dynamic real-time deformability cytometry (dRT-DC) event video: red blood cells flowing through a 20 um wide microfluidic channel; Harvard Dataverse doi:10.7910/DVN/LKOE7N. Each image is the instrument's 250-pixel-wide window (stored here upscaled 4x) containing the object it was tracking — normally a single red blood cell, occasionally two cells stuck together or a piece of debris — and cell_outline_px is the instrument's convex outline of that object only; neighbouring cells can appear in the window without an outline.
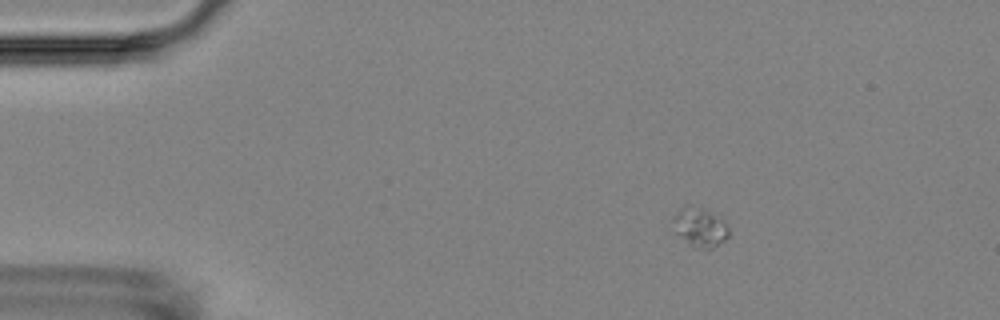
{"species": "Egyptian fruit bat (a non-hibernating species)", "species_latin": "Rousettus aegyptiacus", "temperature_condition": "room temperature", "stored_images_in_passage": 9, "camera_frame_rate_fps": 3000, "um_per_image_px": 0.085, "animal": {"sex": "female"}, "frame": {"image": 1, "passage_image": 1, "time_ms": 0.0, "image_size_px": [1000, 320], "cell_outline_px": [[728, 236], [724, 240], [712, 248], [704, 252], [692, 248], [676, 232], [672, 220], [672, 216], [680, 208], [688, 204], [692, 204], [712, 212], [724, 220], [728, 228]], "centroid_in_image_um": [59.47, 19.33], "position_along_channel_um": 25.5, "area_um2": 13.12}}
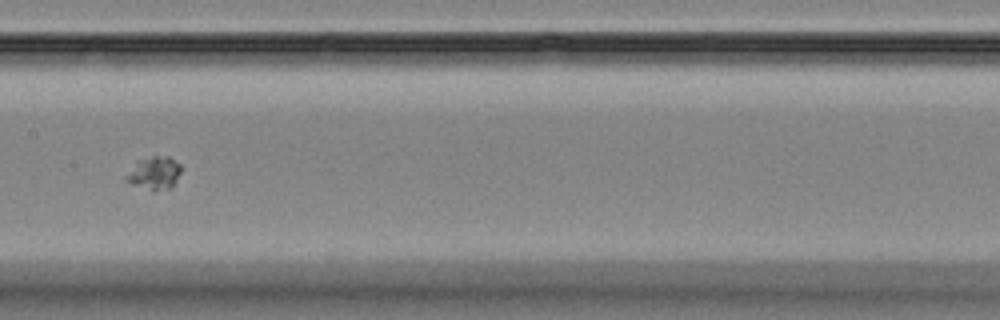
{"frame": {"image": 2, "passage_image": 7, "time_ms": 6.667, "image_size_px": [1000, 320], "cell_outline_px": [[180, 172], [172, 188], [152, 192], [132, 184], [124, 180], [124, 176], [144, 160], [152, 156], [168, 156], [180, 164]], "centroid_in_image_um": [13.15, 14.77], "position_along_channel_um": 194.2, "area_um2": 10.23}}
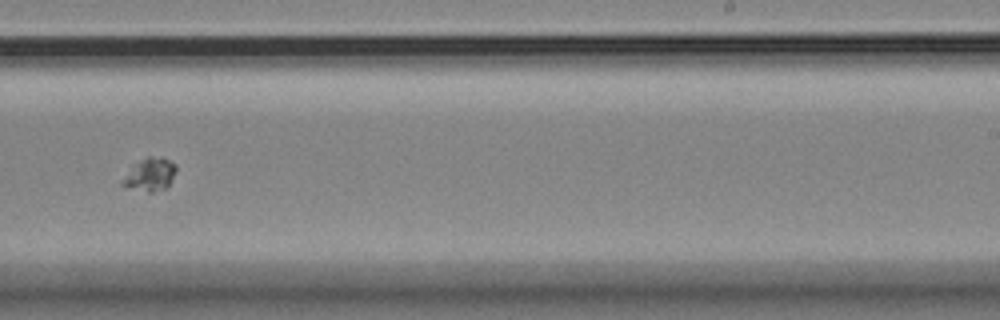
{"frame": {"image": 3, "passage_image": 9, "time_ms": 9.0, "image_size_px": [1000, 320], "cell_outline_px": [[176, 172], [168, 188], [152, 192], [148, 192], [128, 188], [120, 184], [120, 180], [136, 164], [148, 156], [160, 156], [176, 164]], "centroid_in_image_um": [12.77, 14.86], "position_along_channel_um": 276.2, "area_um2": 10.35}}